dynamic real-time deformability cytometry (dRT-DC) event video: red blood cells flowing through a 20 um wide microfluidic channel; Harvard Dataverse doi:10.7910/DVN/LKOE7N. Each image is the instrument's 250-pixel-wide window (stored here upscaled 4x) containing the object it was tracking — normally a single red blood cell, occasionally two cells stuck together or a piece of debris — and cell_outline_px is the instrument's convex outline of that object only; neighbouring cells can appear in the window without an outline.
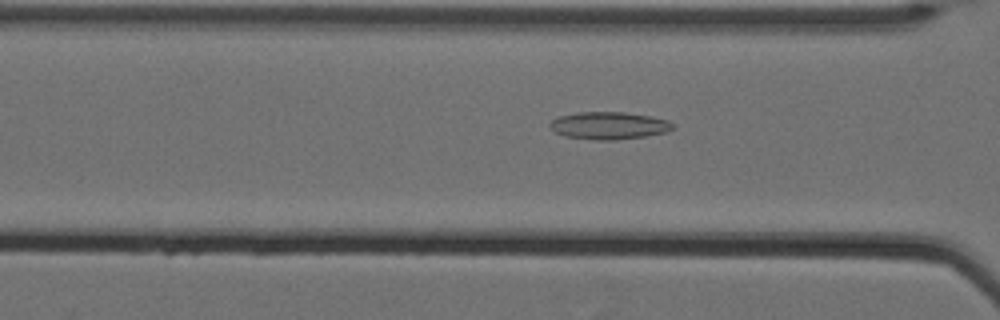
{"species": "Egyptian fruit bat (a non-hibernating species)", "species_latin": "Rousettus aegyptiacus", "temperature_condition": "cold", "stored_images_in_passage": 60, "camera_frame_rate_fps": 3000, "um_per_image_px": 0.085, "animal": {"sex": "female"}, "frame": {"image": 1, "passage_image": 28, "time_ms": 9.0, "image_size_px": [1000, 320], "cell_outline_px": [[676, 128], [668, 132], [644, 136], [616, 140], [596, 140], [564, 136], [556, 132], [548, 124], [552, 120], [560, 116], [576, 112], [624, 112], [652, 116], [668, 120], [676, 124]], "centroid_in_image_um": [51.82, 10.67], "position_along_channel_um": 114.8, "area_um2": 19.83}}
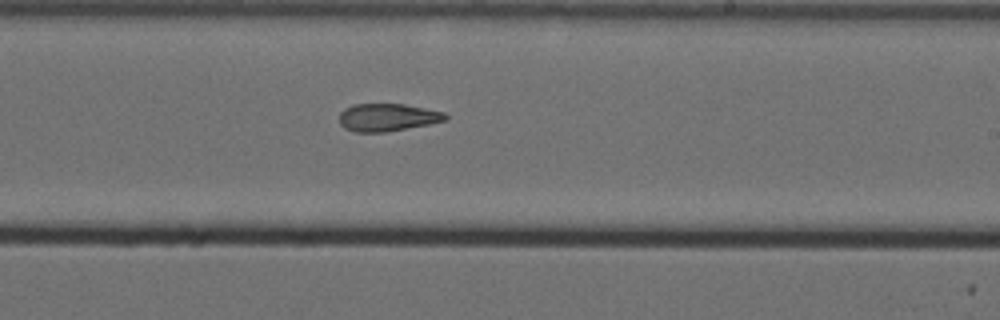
{"frame": {"image": 2, "passage_image": 40, "time_ms": 13.0, "image_size_px": [1000, 320], "cell_outline_px": [[448, 120], [388, 132], [352, 132], [344, 128], [340, 124], [340, 112], [344, 108], [352, 104], [404, 104], [444, 112], [448, 116]], "centroid_in_image_um": [32.91, 9.98], "position_along_channel_um": 256.1, "area_um2": 17.22}}
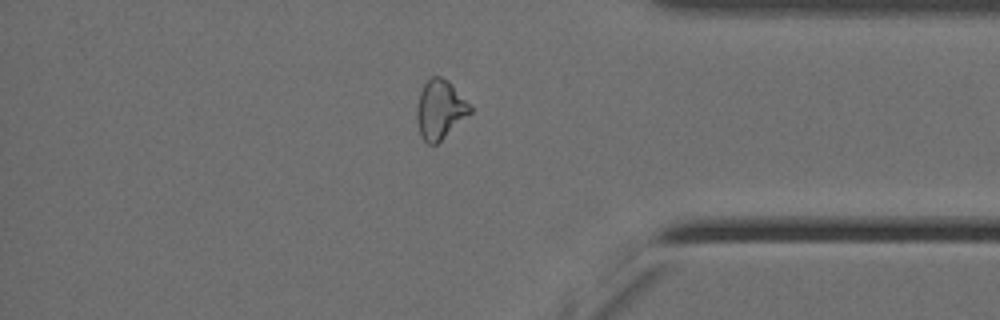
{"frame": {"image": 3, "passage_image": 53, "time_ms": 17.333, "image_size_px": [1000, 320], "cell_outline_px": [[472, 112], [436, 144], [428, 144], [420, 136], [416, 120], [416, 108], [420, 92], [424, 84], [432, 76], [440, 76], [448, 80], [472, 104]], "centroid_in_image_um": [37.41, 9.29], "position_along_channel_um": 397.8, "area_um2": 18.5}, "authors_computed_cell_mechanics": {"area_um2": 19.8832, "velocity_mm_per_s": 3.5092, "shape_relaxation_time_tau1_ms": null, "shape_relaxation_time_tau2_ms": 5.1813, "deformation_change_tau1": null, "deformation_change_tau2": 0.1477}}